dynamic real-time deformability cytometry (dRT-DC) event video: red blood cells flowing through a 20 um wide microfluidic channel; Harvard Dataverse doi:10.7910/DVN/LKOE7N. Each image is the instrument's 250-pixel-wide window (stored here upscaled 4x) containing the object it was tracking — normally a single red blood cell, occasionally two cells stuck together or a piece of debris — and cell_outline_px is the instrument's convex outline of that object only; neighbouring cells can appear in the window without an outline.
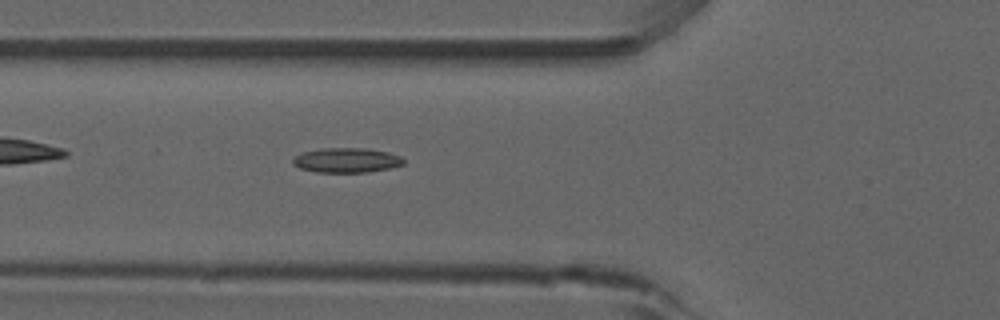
{"species": "common noctule bat (a hibernating species)", "species_latin": "Nyctalus noctula", "temperature_condition": "room temperature", "stored_images_in_passage": 16, "camera_frame_rate_fps": 3000, "um_per_image_px": 0.085, "animal": {"sex": "male", "forearm_length_mm": 52.5}, "frame": {"image": 1, "passage_image": 8, "time_ms": 2.333, "image_size_px": [1000, 320], "cell_outline_px": [[404, 164], [388, 168], [368, 172], [316, 172], [300, 168], [292, 164], [292, 160], [296, 156], [304, 152], [320, 148], [368, 148], [388, 152], [400, 156], [404, 160]], "centroid_in_image_um": [29.45, 13.61], "position_along_channel_um": 96.3, "area_um2": 15.9}}
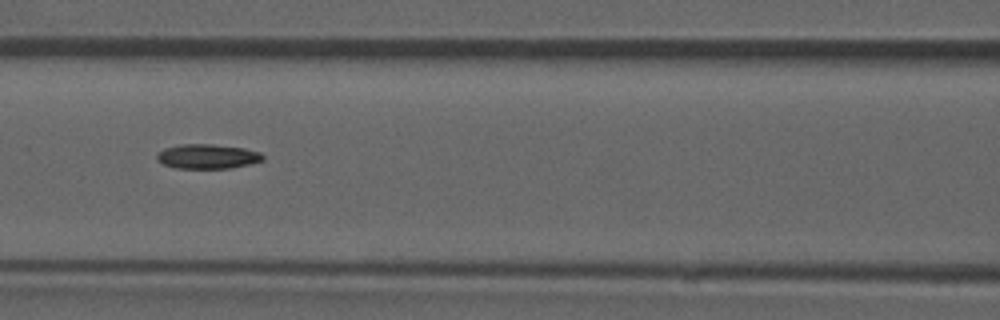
{"frame": {"image": 2, "passage_image": 12, "time_ms": 3.667, "image_size_px": [1000, 320], "cell_outline_px": [[264, 160], [248, 164], [228, 168], [176, 168], [164, 164], [156, 160], [156, 156], [164, 148], [184, 144], [212, 144], [244, 148], [260, 152], [264, 156]], "centroid_in_image_um": [17.64, 13.29], "position_along_channel_um": 149.0, "area_um2": 15.03}}